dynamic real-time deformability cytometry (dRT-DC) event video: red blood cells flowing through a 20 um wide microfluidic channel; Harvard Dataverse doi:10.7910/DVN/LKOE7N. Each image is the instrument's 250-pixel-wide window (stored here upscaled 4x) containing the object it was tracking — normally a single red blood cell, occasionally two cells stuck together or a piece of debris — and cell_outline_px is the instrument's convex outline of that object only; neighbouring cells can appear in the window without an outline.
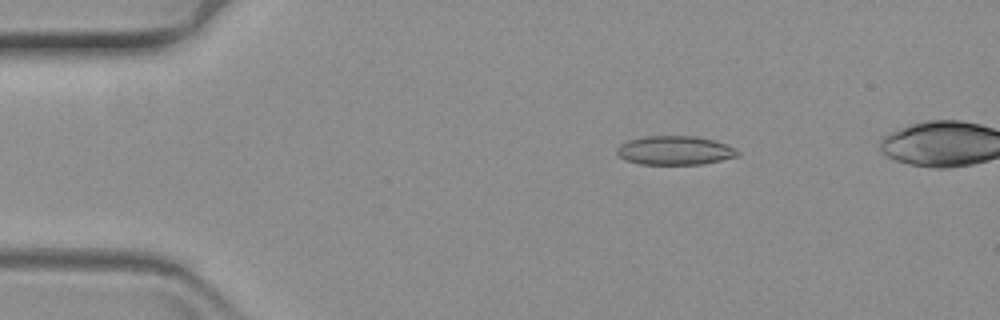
{"species": "common noctule bat (a hibernating species)", "species_latin": "Nyctalus noctula", "temperature_condition": "warm", "stored_images_in_passage": 19, "camera_frame_rate_fps": 3000, "um_per_image_px": 0.085, "animal": {"sex": "female", "body_mass_g": 19.3, "forearm_length_mm": 54.1}, "frame": {"image": 1, "passage_image": 11, "time_ms": 3.333, "image_size_px": [1000, 320], "cell_outline_px": [[740, 156], [704, 164], [640, 164], [624, 160], [616, 152], [616, 148], [620, 144], [628, 140], [644, 136], [696, 136], [712, 140], [724, 144], [740, 152]], "centroid_in_image_um": [57.33, 12.79], "position_along_channel_um": 27.7, "area_um2": 20.35}}